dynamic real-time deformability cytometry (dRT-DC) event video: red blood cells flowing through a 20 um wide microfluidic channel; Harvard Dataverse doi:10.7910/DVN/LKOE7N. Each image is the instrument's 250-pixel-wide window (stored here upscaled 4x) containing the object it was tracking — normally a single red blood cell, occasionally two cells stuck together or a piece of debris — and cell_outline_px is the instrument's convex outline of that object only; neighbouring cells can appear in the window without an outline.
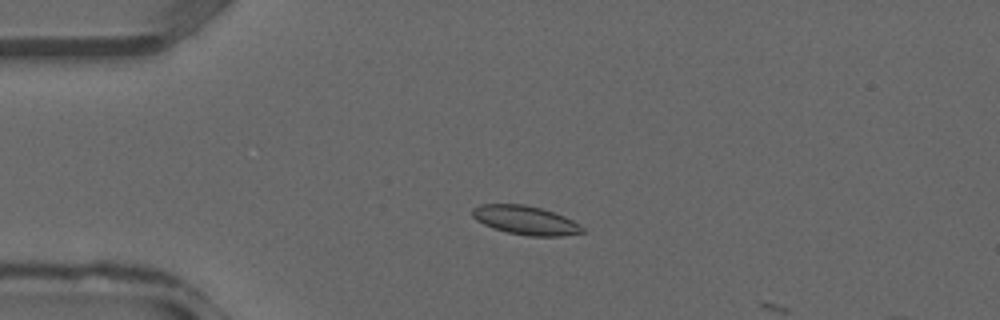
{"species": "common noctule bat (a hibernating species)", "species_latin": "Nyctalus noctula", "temperature_condition": "warm", "stored_images_in_passage": 9, "camera_frame_rate_fps": 3000, "um_per_image_px": 0.085, "animal": {"sex": "male", "forearm_length_mm": 52.5}, "frame": {"image": 1, "passage_image": 8, "time_ms": 2.333, "image_size_px": [1000, 320], "cell_outline_px": [[584, 232], [560, 236], [528, 236], [508, 232], [492, 228], [476, 220], [472, 216], [472, 208], [480, 204], [524, 204], [540, 208], [564, 216], [580, 224], [584, 228]], "centroid_in_image_um": [44.65, 18.72], "position_along_channel_um": 40.4, "area_um2": 18.44}}